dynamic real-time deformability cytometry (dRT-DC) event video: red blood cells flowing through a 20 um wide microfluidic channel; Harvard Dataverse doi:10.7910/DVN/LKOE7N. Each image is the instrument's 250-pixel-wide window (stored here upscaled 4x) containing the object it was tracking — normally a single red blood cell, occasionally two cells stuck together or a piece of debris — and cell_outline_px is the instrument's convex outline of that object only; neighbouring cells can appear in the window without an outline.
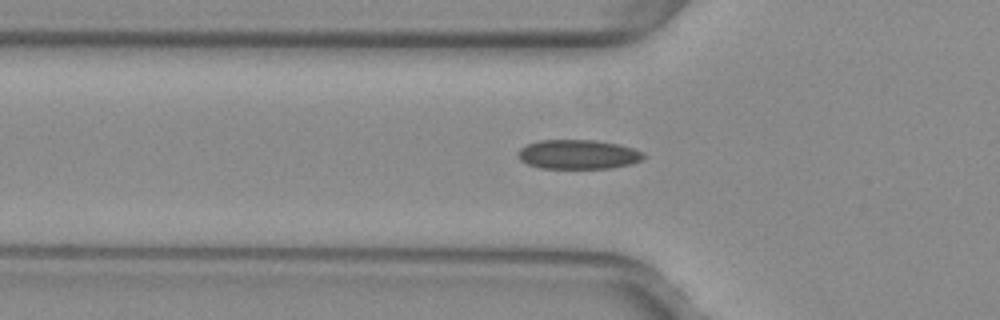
{"species": "common noctule bat (a hibernating species)", "species_latin": "Nyctalus noctula", "temperature_condition": "warm", "stored_images_in_passage": 45, "camera_frame_rate_fps": 3000, "um_per_image_px": 0.085, "animal": {"sex": "female", "body_mass_g": 29.2, "forearm_length_mm": 56.3}, "frame": {"image": 1, "passage_image": 17, "time_ms": 5.333, "image_size_px": [1000, 320], "cell_outline_px": [[648, 156], [632, 164], [612, 168], [540, 168], [528, 164], [520, 160], [516, 152], [520, 148], [528, 144], [540, 140], [596, 140], [620, 144], [644, 152]], "centroid_in_image_um": [49.17, 13.12], "position_along_channel_um": 76.6, "area_um2": 21.68}}
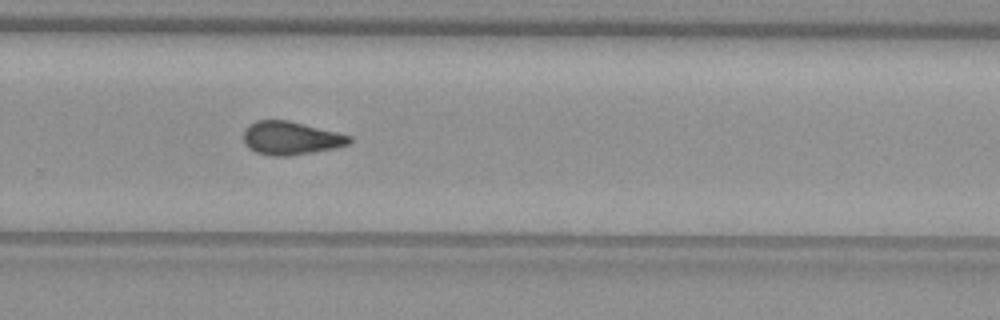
{"frame": {"image": 2, "passage_image": 34, "time_ms": 11.0, "image_size_px": [1000, 320], "cell_outline_px": [[352, 144], [336, 148], [288, 156], [272, 156], [256, 152], [244, 140], [244, 128], [248, 124], [256, 120], [288, 120], [352, 136]], "centroid_in_image_um": [24.75, 11.73], "position_along_channel_um": 305.0, "area_um2": 20.46}}
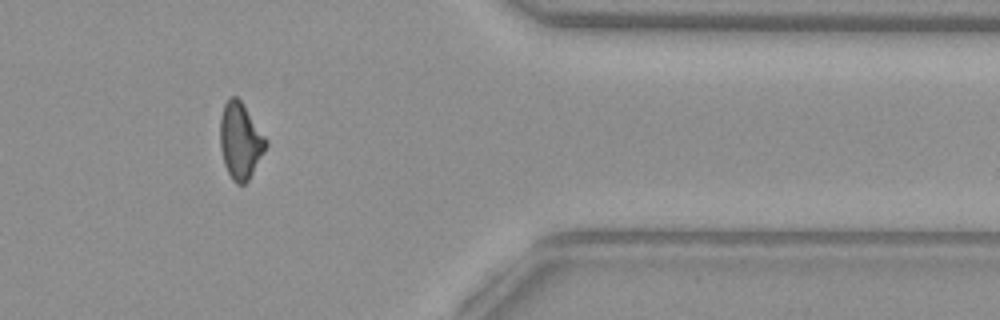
{"frame": {"image": 3, "passage_image": 42, "time_ms": 13.667, "image_size_px": [1000, 320], "cell_outline_px": [[268, 144], [264, 152], [248, 180], [244, 184], [236, 184], [232, 180], [224, 164], [220, 148], [220, 116], [224, 104], [232, 96], [236, 96], [240, 100], [268, 140]], "centroid_in_image_um": [20.42, 11.98], "position_along_channel_um": 391.0, "area_um2": 20.23}}